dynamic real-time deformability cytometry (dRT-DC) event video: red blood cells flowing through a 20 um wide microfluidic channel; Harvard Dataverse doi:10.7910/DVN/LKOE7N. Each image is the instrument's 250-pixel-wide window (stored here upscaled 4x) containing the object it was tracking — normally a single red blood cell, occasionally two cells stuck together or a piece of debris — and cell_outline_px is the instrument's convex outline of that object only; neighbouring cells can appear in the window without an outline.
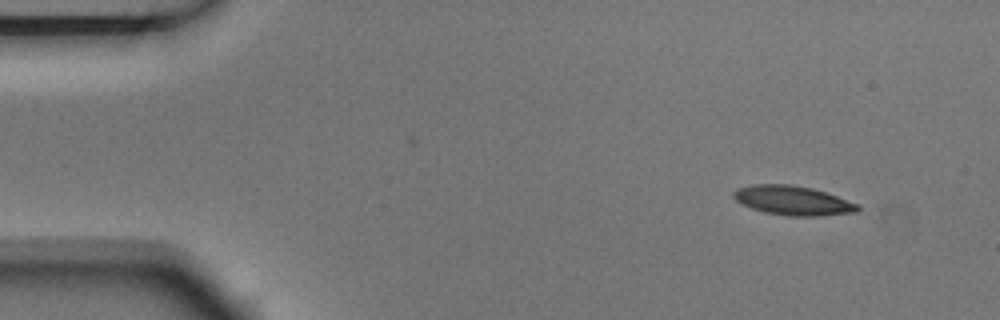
{"species": "Egyptian fruit bat (a non-hibernating species)", "species_latin": "Rousettus aegyptiacus", "temperature_condition": "room temperature", "stored_images_in_passage": 6, "camera_frame_rate_fps": 3000, "um_per_image_px": 0.085, "animal": {"sex": "male"}, "frame": {"image": 1, "passage_image": 1, "time_ms": 0.0, "image_size_px": [1000, 320], "cell_outline_px": [[860, 208], [856, 212], [816, 216], [788, 216], [764, 212], [752, 208], [736, 200], [732, 196], [732, 192], [736, 188], [752, 184], [792, 184], [812, 188], [860, 204]], "centroid_in_image_um": [67.37, 17.03], "position_along_channel_um": 17.6, "area_um2": 21.21}}
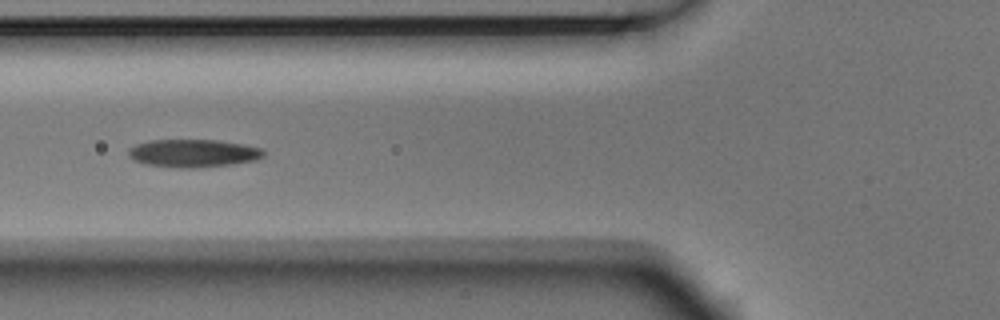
{"frame": {"image": 2, "passage_image": 4, "time_ms": 1.0, "image_size_px": [1000, 320], "cell_outline_px": [[264, 156], [256, 160], [232, 164], [192, 168], [180, 168], [148, 164], [136, 160], [128, 156], [128, 152], [136, 144], [152, 140], [220, 140], [244, 144], [264, 148]], "centroid_in_image_um": [16.5, 13.02], "position_along_channel_um": 109.3, "area_um2": 21.85}}
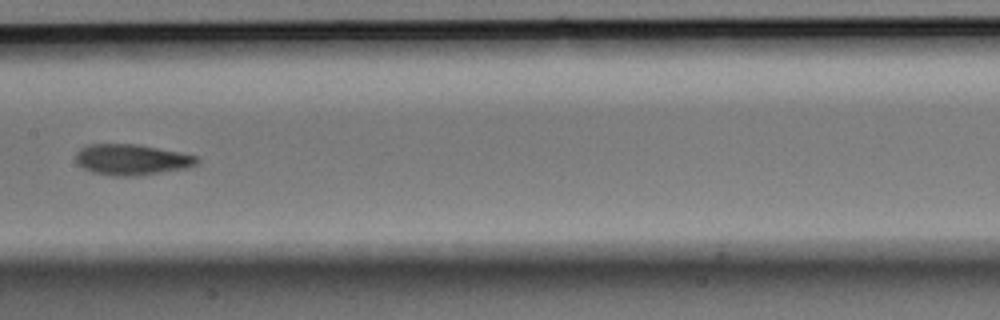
{"frame": {"image": 3, "passage_image": 6, "time_ms": 1.667, "image_size_px": [1000, 320], "cell_outline_px": [[200, 164], [188, 168], [136, 176], [112, 176], [92, 172], [84, 168], [76, 160], [76, 152], [80, 148], [88, 144], [136, 144], [200, 156]], "centroid_in_image_um": [11.25, 13.57], "position_along_channel_um": 196.2, "area_um2": 21.91}}